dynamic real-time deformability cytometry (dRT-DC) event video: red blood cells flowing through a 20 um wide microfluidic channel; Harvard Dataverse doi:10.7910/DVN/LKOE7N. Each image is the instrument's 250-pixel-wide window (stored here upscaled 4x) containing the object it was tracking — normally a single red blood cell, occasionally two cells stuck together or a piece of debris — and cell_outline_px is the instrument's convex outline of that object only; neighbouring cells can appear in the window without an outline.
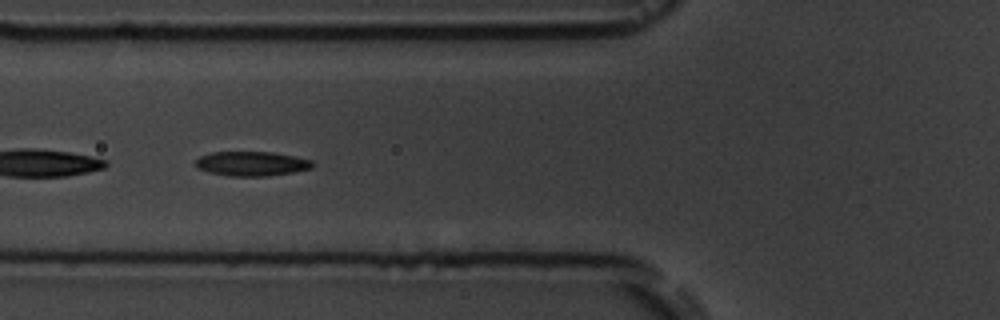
{"species": "common noctule bat (a hibernating species)", "species_latin": "Nyctalus noctula", "temperature_condition": "room temperature", "stored_images_in_passage": 7, "camera_frame_rate_fps": 3000, "um_per_image_px": 0.085, "animal": {"sex": "male", "body_mass_g": 19.5, "forearm_length_mm": 54.6}, "frame": {"image": 1, "passage_image": 6, "time_ms": 6.0, "image_size_px": [1000, 320], "cell_outline_px": [[316, 164], [312, 168], [292, 172], [268, 176], [228, 176], [208, 172], [196, 168], [192, 164], [200, 156], [212, 152], [272, 152], [296, 156], [312, 160]], "centroid_in_image_um": [21.37, 13.91], "position_along_channel_um": 104.4, "area_um2": 16.94}}